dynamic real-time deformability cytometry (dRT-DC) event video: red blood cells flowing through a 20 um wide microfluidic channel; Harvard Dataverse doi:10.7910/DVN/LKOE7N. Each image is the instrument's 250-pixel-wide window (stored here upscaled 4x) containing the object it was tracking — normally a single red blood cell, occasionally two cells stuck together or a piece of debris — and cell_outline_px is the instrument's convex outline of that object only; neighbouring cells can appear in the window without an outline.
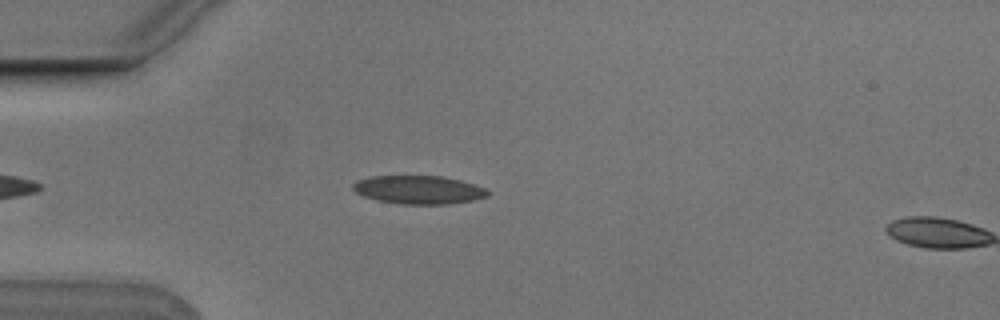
{"species": "Egyptian fruit bat (a non-hibernating species)", "species_latin": "Rousettus aegyptiacus", "temperature_condition": "cold", "stored_images_in_passage": 44, "camera_frame_rate_fps": 3000, "um_per_image_px": 0.085, "animal": {"sex": "male"}, "frame": {"image": 1, "passage_image": 8, "time_ms": 2.333, "image_size_px": [1000, 320], "cell_outline_px": [[492, 192], [488, 196], [472, 200], [448, 204], [400, 204], [376, 200], [364, 196], [356, 192], [352, 188], [352, 184], [356, 180], [372, 176], [444, 176], [460, 180], [484, 188]], "centroid_in_image_um": [35.57, 16.13], "position_along_channel_um": 49.4, "area_um2": 22.31}}
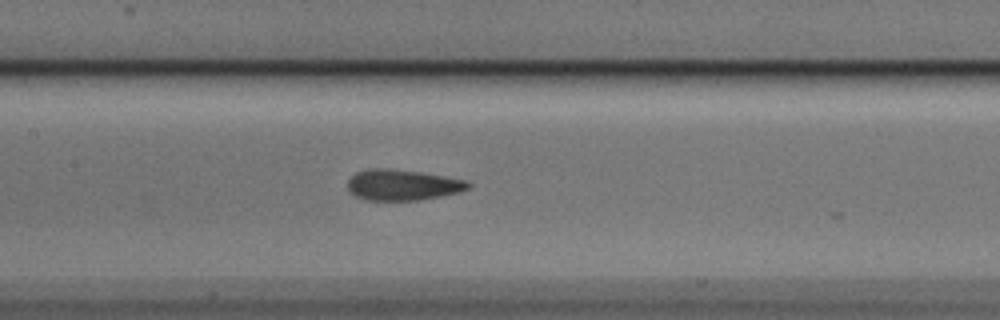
{"frame": {"image": 2, "passage_image": 19, "time_ms": 6.0, "image_size_px": [1000, 320], "cell_outline_px": [[472, 184], [468, 188], [460, 192], [420, 200], [364, 200], [348, 192], [348, 180], [356, 172], [368, 168], [388, 168], [420, 172], [464, 180]], "centroid_in_image_um": [34.17, 15.72], "position_along_channel_um": 173.2, "area_um2": 21.62}}
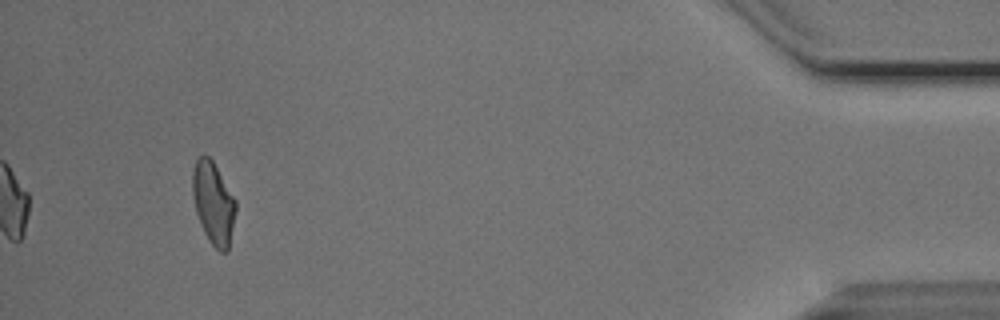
{"frame": {"image": 3, "passage_image": 44, "time_ms": 14.333, "image_size_px": [1000, 320], "cell_outline_px": [[236, 212], [228, 252], [220, 252], [208, 240], [204, 232], [196, 212], [192, 196], [192, 172], [196, 160], [200, 156], [208, 156], [212, 160], [236, 200]], "centroid_in_image_um": [18.14, 17.28], "position_along_channel_um": 417.1, "area_um2": 20.69}, "authors_computed_cell_mechanics": {"area_um2": 21.4438, "velocity_mm_per_s": 3.7578, "shape_relaxation_time_tau1_ms": 5.7704, "shape_relaxation_time_tau2_ms": 1.6058, "deformation_change_tau1": 0.1607, "deformation_change_tau2": 0.0686}}